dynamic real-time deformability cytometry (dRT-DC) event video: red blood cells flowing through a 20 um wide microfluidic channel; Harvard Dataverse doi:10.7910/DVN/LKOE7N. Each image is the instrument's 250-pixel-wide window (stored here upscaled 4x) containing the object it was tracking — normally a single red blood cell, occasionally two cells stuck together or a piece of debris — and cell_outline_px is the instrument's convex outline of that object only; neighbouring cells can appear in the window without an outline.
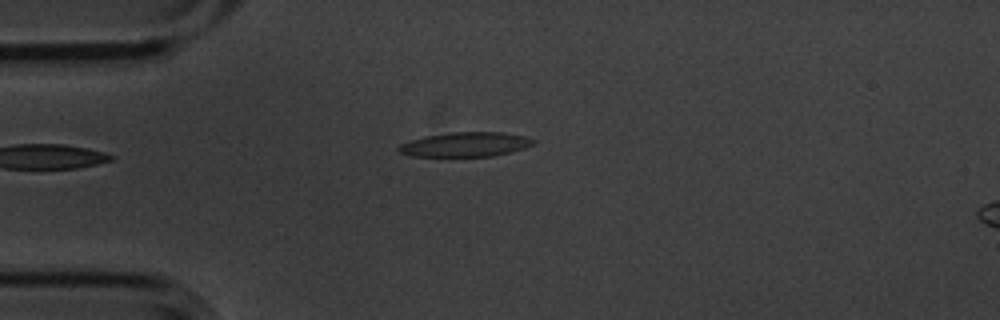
{"species": "common noctule bat (a hibernating species)", "species_latin": "Nyctalus noctula", "temperature_condition": "cold", "stored_images_in_passage": 2, "camera_frame_rate_fps": 3000, "um_per_image_px": 0.085, "animal": {"sex": "male", "body_mass_g": 20.1, "forearm_length_mm": 53.5}, "frame": {"image": 1, "passage_image": 2, "time_ms": 0.333, "image_size_px": [1000, 320], "cell_outline_px": [[536, 140], [532, 144], [524, 148], [492, 156], [412, 156], [400, 152], [396, 148], [400, 144], [424, 136], [452, 132], [500, 132], [524, 136]], "centroid_in_image_um": [39.53, 12.27], "position_along_channel_um": 45.5, "area_um2": 18.96}}